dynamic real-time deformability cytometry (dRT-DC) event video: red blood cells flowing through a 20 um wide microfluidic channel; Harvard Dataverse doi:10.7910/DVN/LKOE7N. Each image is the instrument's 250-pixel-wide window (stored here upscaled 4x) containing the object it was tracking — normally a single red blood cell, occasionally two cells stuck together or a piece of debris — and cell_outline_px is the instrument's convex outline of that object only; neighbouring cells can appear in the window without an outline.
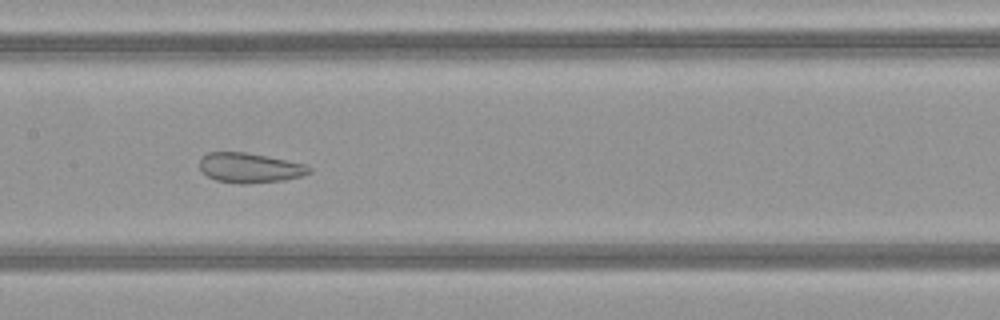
{"species": "common noctule bat (a hibernating species)", "species_latin": "Nyctalus noctula", "temperature_condition": "warm", "stored_images_in_passage": 49, "camera_frame_rate_fps": 3000, "um_per_image_px": 0.085, "animal": {"sex": "female", "body_mass_g": 21.9}, "frame": {"image": 1, "passage_image": 24, "time_ms": 7.667, "image_size_px": [1000, 320], "cell_outline_px": [[312, 172], [300, 176], [284, 180], [248, 184], [240, 184], [216, 180], [208, 176], [200, 168], [200, 160], [208, 152], [244, 152], [268, 156], [304, 164], [312, 168]], "centroid_in_image_um": [21.25, 14.27], "position_along_channel_um": 186.2, "area_um2": 18.96}}
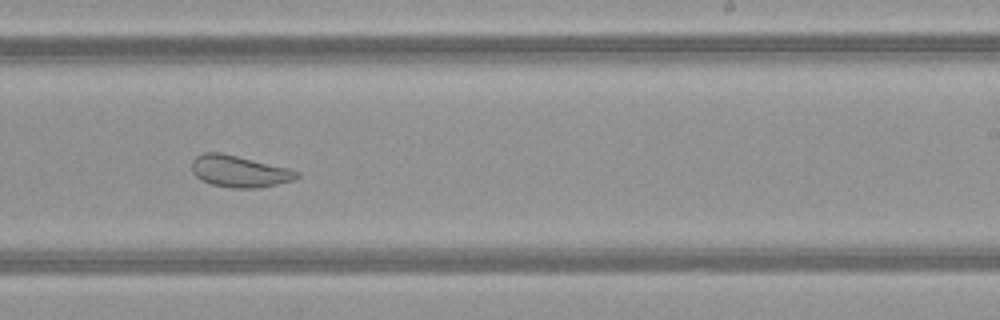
{"frame": {"image": 2, "passage_image": 30, "time_ms": 9.667, "image_size_px": [1000, 320], "cell_outline_px": [[300, 176], [292, 180], [276, 184], [256, 188], [232, 188], [212, 184], [200, 180], [192, 172], [192, 160], [196, 156], [204, 152], [220, 152], [288, 168], [300, 172]], "centroid_in_image_um": [20.31, 14.56], "position_along_channel_um": 268.7, "area_um2": 19.25}}
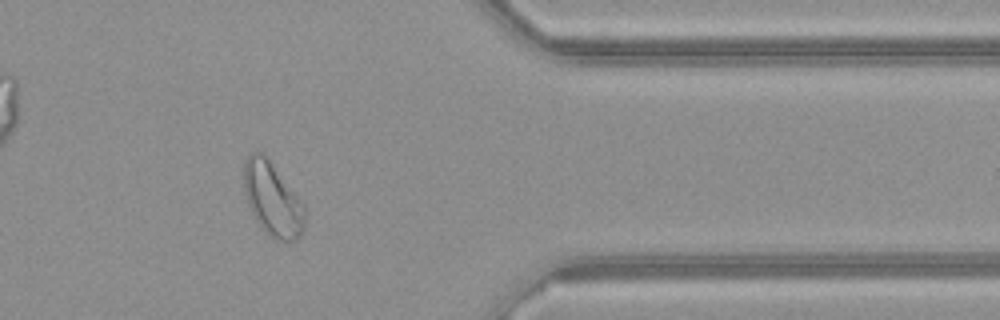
{"frame": {"image": 3, "passage_image": 40, "time_ms": 13.0, "image_size_px": [1000, 320], "cell_outline_px": [[304, 228], [300, 236], [296, 240], [280, 240], [264, 232], [252, 216], [244, 192], [244, 160], [252, 152], [260, 152], [272, 164], [304, 204]], "centroid_in_image_um": [23.14, 16.96], "position_along_channel_um": 388.3, "area_um2": 25.78}, "authors_computed_cell_mechanics": {"area_um2": 26.5302, "velocity_mm_per_s": 4.1443, "shape_relaxation_time_tau1_ms": null, "shape_relaxation_time_tau2_ms": 1.5992, "deformation_change_tau1": null, "deformation_change_tau2": 0.0955}}